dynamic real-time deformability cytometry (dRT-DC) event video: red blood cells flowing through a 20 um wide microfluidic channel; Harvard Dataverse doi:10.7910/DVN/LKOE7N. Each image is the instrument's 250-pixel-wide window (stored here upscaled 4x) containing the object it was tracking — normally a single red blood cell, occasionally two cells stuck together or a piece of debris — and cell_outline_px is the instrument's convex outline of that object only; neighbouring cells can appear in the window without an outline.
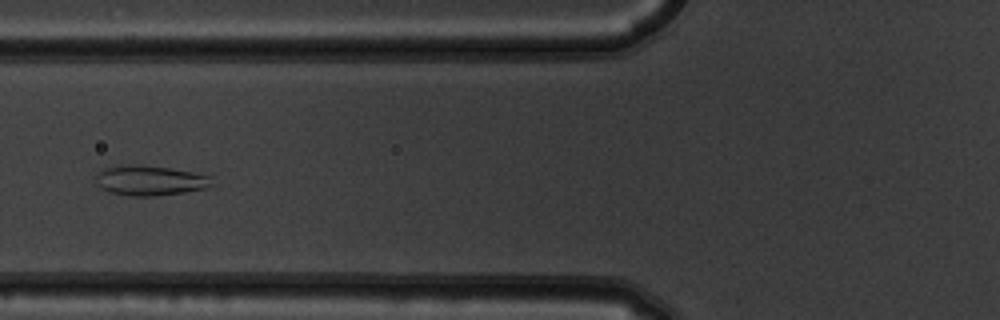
{"species": "common noctule bat (a hibernating species)", "species_latin": "Nyctalus noctula", "temperature_condition": "warm", "stored_images_in_passage": 7, "camera_frame_rate_fps": 3000, "um_per_image_px": 0.085, "animal": {"sex": "male", "body_mass_g": 19.5, "forearm_length_mm": 54.6}, "frame": {"image": 1, "passage_image": 7, "time_ms": 2.0, "image_size_px": [1000, 320], "cell_outline_px": [[212, 184], [204, 188], [184, 192], [156, 196], [132, 196], [108, 192], [96, 184], [96, 172], [108, 168], [168, 168], [192, 172], [208, 176]], "centroid_in_image_um": [12.74, 15.41], "position_along_channel_um": 113.1, "area_um2": 19.02}}